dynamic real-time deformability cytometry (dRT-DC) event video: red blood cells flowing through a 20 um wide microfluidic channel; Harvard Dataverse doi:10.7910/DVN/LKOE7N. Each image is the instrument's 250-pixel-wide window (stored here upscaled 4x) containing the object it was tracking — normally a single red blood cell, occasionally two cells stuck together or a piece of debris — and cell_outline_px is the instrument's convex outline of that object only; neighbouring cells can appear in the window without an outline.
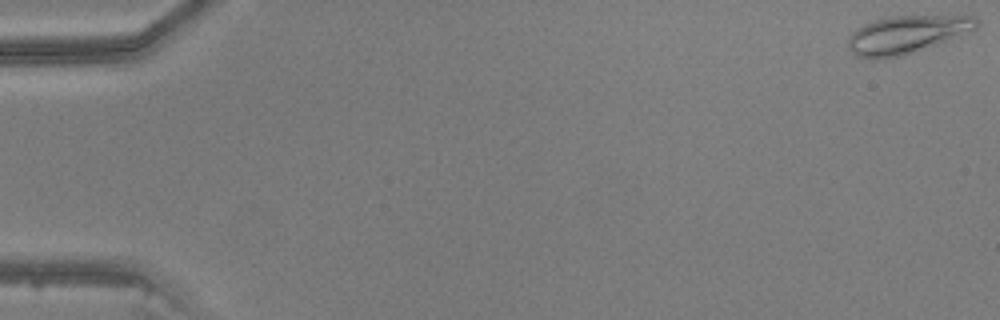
{"species": "common noctule bat (a hibernating species)", "species_latin": "Nyctalus noctula", "temperature_condition": "warm", "stored_images_in_passage": 14, "camera_frame_rate_fps": 3000, "um_per_image_px": 0.085, "animal": {"sex": "male", "body_mass_g": 20.5, "forearm_length_mm": 52.5}, "frame": {"image": 1, "passage_image": 1, "time_ms": 0.0, "image_size_px": [1000, 320], "cell_outline_px": [[980, 24], [976, 28], [912, 52], [900, 56], [876, 60], [872, 60], [856, 56], [848, 48], [848, 36], [856, 28], [872, 20], [892, 16], [976, 16], [980, 20]], "centroid_in_image_um": [76.97, 2.93], "position_along_channel_um": 8.0, "area_um2": 27.98}}